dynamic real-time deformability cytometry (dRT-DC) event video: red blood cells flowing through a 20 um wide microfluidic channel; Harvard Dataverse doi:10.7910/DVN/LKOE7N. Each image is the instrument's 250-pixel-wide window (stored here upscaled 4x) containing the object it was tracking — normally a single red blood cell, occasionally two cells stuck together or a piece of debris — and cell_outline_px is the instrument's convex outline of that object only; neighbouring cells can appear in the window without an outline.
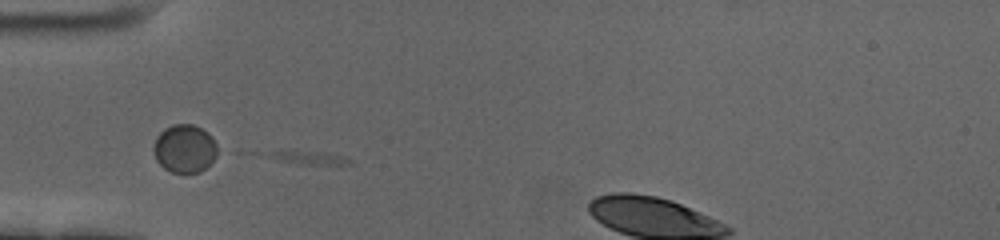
{"species": "human", "species_latin": "Homo sapiens", "temperature_condition": "cold", "stored_images_in_passage": 40, "camera_frame_rate_fps": 3000, "um_per_image_px": 0.085, "donor": {"sex": "female"}, "frame": {"image": 1, "passage_image": 1, "time_ms": 0.0, "image_size_px": [1000, 240], "cell_outline_px": [[224, 152], [200, 172], [172, 172], [164, 168], [156, 160], [152, 148], [152, 144], [156, 136], [164, 128], [172, 124], [192, 124], [208, 132], [212, 136]], "centroid_in_image_um": [15.75, 12.62], "position_along_channel_um": 69.2, "area_um2": 18.61}}
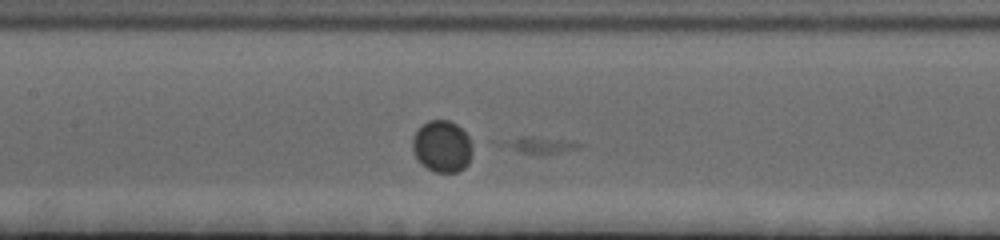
{"frame": {"image": 2, "passage_image": 10, "time_ms": 3.0, "image_size_px": [1000, 240], "cell_outline_px": [[472, 152], [468, 164], [464, 168], [456, 172], [432, 172], [420, 164], [412, 148], [412, 136], [416, 128], [428, 120], [448, 120], [456, 124], [468, 136], [472, 148]], "centroid_in_image_um": [37.54, 12.44], "position_along_channel_um": 169.9, "area_um2": 18.26}}
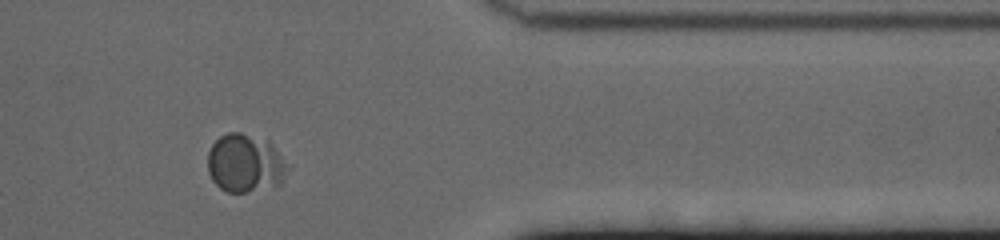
{"frame": {"image": 3, "passage_image": 31, "time_ms": 10.0, "image_size_px": [1000, 240], "cell_outline_px": [[284, 168], [280, 184], [248, 192], [228, 192], [220, 188], [212, 180], [208, 172], [208, 152], [212, 144], [220, 136], [228, 132], [240, 132], [268, 140], [272, 144], [284, 164]], "centroid_in_image_um": [20.75, 13.86], "position_along_channel_um": 390.7, "area_um2": 26.47}}